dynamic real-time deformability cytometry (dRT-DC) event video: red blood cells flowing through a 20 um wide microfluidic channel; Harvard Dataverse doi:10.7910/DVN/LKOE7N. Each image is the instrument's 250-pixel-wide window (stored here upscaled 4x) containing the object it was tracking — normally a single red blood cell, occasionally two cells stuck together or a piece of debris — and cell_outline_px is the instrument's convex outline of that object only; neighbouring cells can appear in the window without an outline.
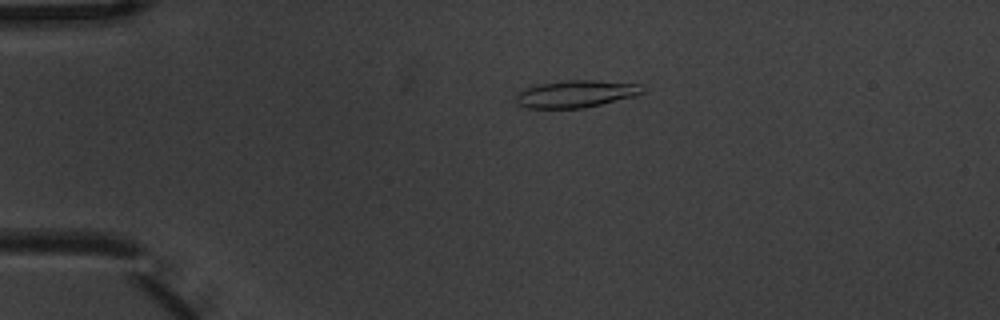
{"species": "common noctule bat (a hibernating species)", "species_latin": "Nyctalus noctula", "temperature_condition": "warm", "stored_images_in_passage": 2, "camera_frame_rate_fps": 3000, "um_per_image_px": 0.085, "animal": {"sex": "male", "body_mass_g": 20.1, "forearm_length_mm": 53.5}, "frame": {"image": 1, "passage_image": 1, "time_ms": 0.0, "image_size_px": [1000, 320], "cell_outline_px": [[644, 92], [636, 96], [584, 108], [528, 108], [516, 104], [516, 96], [524, 88], [540, 84], [564, 80], [596, 80], [644, 84]], "centroid_in_image_um": [49.0, 7.97], "position_along_channel_um": 36.0, "area_um2": 20.23}}